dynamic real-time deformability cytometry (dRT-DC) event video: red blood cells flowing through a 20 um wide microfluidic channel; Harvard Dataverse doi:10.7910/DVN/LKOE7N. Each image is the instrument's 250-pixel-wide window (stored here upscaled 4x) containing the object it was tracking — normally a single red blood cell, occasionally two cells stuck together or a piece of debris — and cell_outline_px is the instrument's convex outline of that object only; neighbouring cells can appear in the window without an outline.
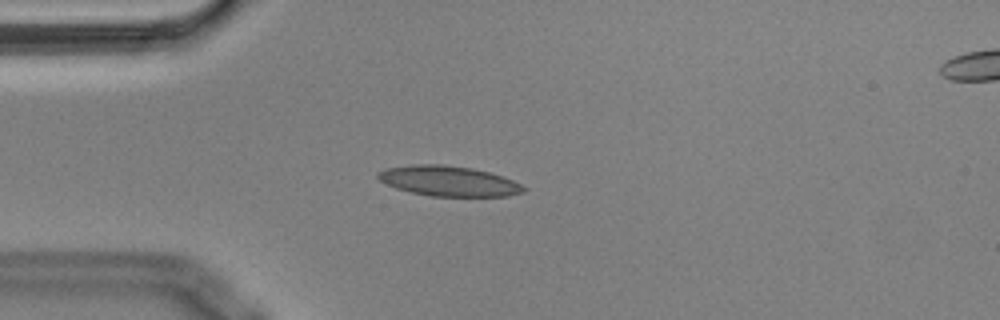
{"species": "Egyptian fruit bat (a non-hibernating species)", "species_latin": "Rousettus aegyptiacus", "temperature_condition": "cold", "stored_images_in_passage": 43, "camera_frame_rate_fps": 3000, "um_per_image_px": 0.085, "animal": {"sex": "male"}, "frame": {"image": 1, "passage_image": 13, "time_ms": 4.0, "image_size_px": [1000, 320], "cell_outline_px": [[528, 188], [524, 192], [508, 196], [432, 196], [412, 192], [396, 188], [380, 180], [376, 176], [376, 172], [384, 168], [412, 164], [444, 164], [472, 168], [504, 176]], "centroid_in_image_um": [38.13, 15.38], "position_along_channel_um": 46.9, "area_um2": 25.72}}
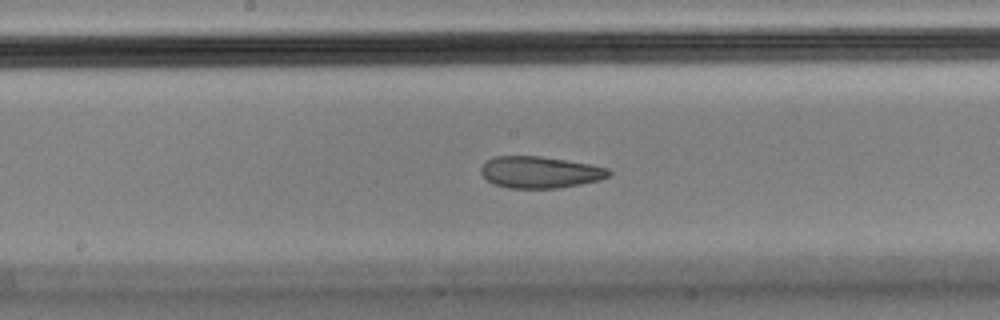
{"frame": {"image": 2, "passage_image": 27, "time_ms": 8.667, "image_size_px": [1000, 320], "cell_outline_px": [[612, 172], [608, 176], [600, 180], [560, 188], [508, 188], [492, 184], [480, 172], [480, 168], [488, 160], [496, 156], [540, 156], [592, 164], [608, 168]], "centroid_in_image_um": [45.91, 14.64], "position_along_channel_um": 202.3, "area_um2": 23.64}}
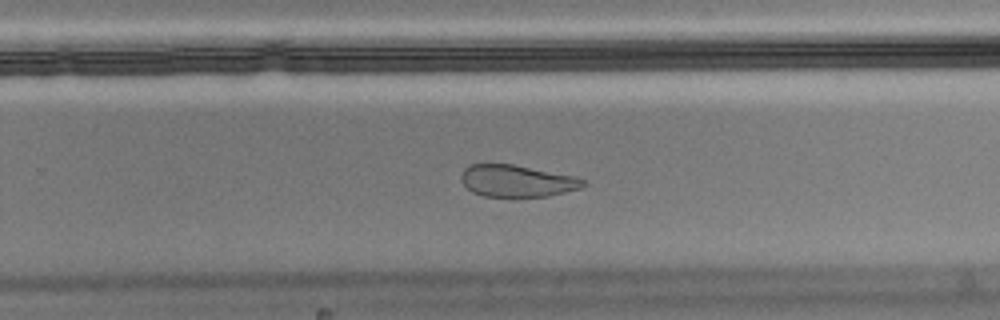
{"frame": {"image": 3, "passage_image": 34, "time_ms": 11.0, "image_size_px": [1000, 320], "cell_outline_px": [[588, 184], [580, 188], [548, 196], [512, 200], [484, 196], [472, 192], [460, 180], [460, 176], [464, 168], [472, 164], [512, 164], [576, 176], [584, 180]], "centroid_in_image_um": [43.93, 15.42], "position_along_channel_um": 285.9, "area_um2": 23.52}, "authors_computed_cell_mechanics": {"area_um2": 24.3916, "velocity_mm_per_s": 3.6023, "shape_relaxation_time_tau1_ms": null, "shape_relaxation_time_tau2_ms": 2.2077, "deformation_change_tau1": null, "deformation_change_tau2": 0.0835}}